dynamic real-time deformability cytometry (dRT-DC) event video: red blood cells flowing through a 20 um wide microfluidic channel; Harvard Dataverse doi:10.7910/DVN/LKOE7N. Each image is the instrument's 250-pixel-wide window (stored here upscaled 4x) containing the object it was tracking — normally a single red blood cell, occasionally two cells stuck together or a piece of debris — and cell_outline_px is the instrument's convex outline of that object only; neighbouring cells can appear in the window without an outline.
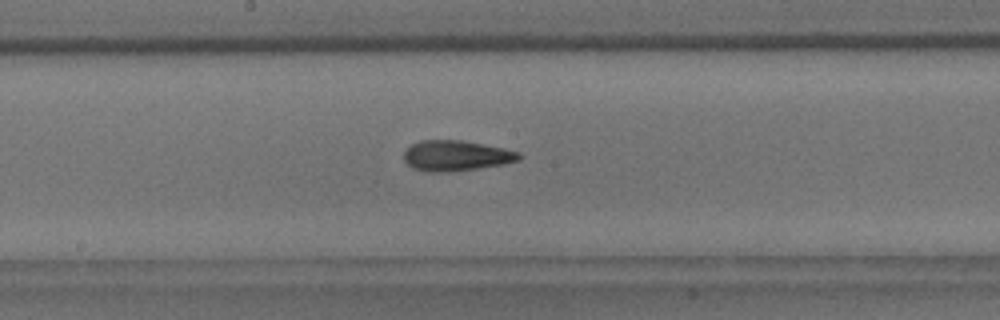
{"species": "common noctule bat (a hibernating species)", "species_latin": "Nyctalus noctula", "temperature_condition": "room temperature", "stored_images_in_passage": 39, "camera_frame_rate_fps": 3000, "um_per_image_px": 0.085, "animal": {"sex": "male", "body_mass_g": 18.8}, "frame": {"image": 1, "passage_image": 18, "time_ms": 5.667, "image_size_px": [1000, 320], "cell_outline_px": [[520, 160], [504, 164], [448, 172], [428, 172], [412, 168], [404, 160], [404, 152], [412, 144], [420, 140], [460, 140], [504, 148], [520, 152]], "centroid_in_image_um": [38.76, 13.23], "position_along_channel_um": 209.4, "area_um2": 20.35}}
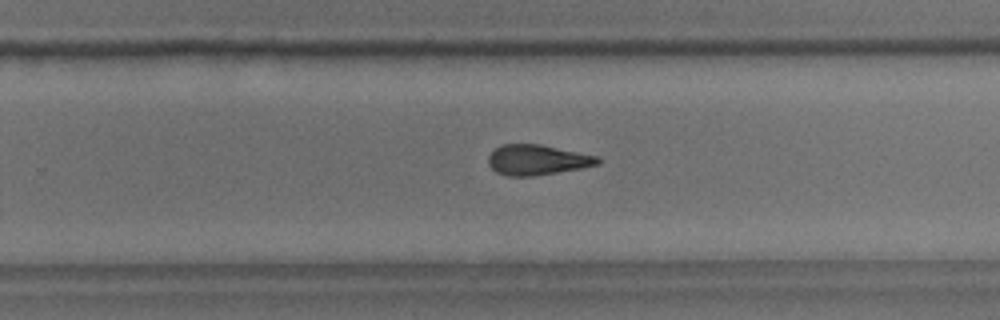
{"frame": {"image": 2, "passage_image": 24, "time_ms": 7.667, "image_size_px": [1000, 320], "cell_outline_px": [[600, 164], [580, 168], [532, 176], [504, 176], [496, 172], [488, 164], [488, 156], [500, 144], [540, 144], [596, 156], [600, 160]], "centroid_in_image_um": [45.61, 13.59], "position_along_channel_um": 284.2, "area_um2": 19.13}}
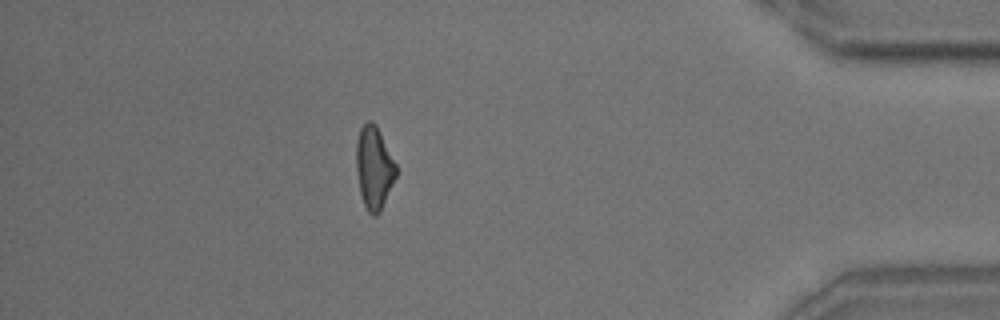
{"frame": {"image": 3, "passage_image": 37, "time_ms": 12.0, "image_size_px": [1000, 320], "cell_outline_px": [[396, 176], [380, 212], [376, 216], [372, 216], [368, 212], [364, 204], [360, 192], [356, 172], [356, 140], [360, 128], [368, 120], [372, 120], [376, 124], [396, 164]], "centroid_in_image_um": [31.77, 14.24], "position_along_channel_um": 403.4, "area_um2": 19.19}}